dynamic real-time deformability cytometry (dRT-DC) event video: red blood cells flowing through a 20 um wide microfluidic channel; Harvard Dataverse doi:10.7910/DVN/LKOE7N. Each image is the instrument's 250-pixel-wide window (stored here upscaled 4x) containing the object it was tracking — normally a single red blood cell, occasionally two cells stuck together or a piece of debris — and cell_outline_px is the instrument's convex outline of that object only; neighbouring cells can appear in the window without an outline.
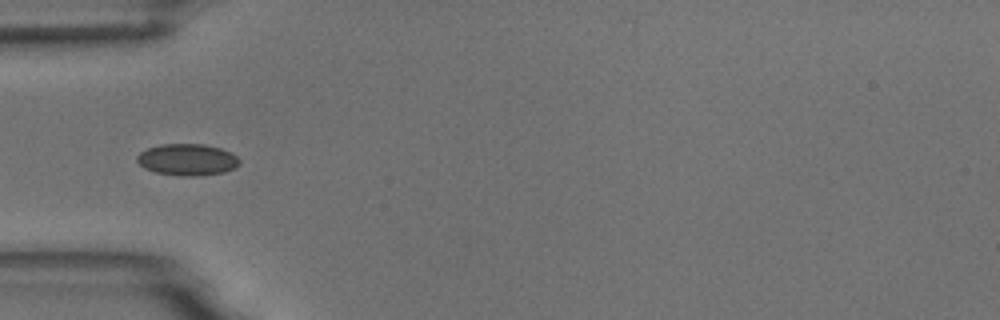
{"species": "common noctule bat (a hibernating species)", "species_latin": "Nyctalus noctula", "temperature_condition": "room temperature", "stored_images_in_passage": 9, "camera_frame_rate_fps": 3000, "um_per_image_px": 0.085, "animal": {"sex": "male", "body_mass_g": 18.8}, "frame": {"image": 1, "passage_image": 6, "time_ms": 5.667, "image_size_px": [1000, 320], "cell_outline_px": [[240, 164], [236, 168], [224, 172], [196, 176], [184, 176], [156, 172], [144, 168], [136, 160], [136, 156], [140, 152], [148, 148], [160, 144], [204, 144], [220, 148], [232, 152], [240, 160]], "centroid_in_image_um": [15.94, 13.56], "position_along_channel_um": 69.1, "area_um2": 18.96}}